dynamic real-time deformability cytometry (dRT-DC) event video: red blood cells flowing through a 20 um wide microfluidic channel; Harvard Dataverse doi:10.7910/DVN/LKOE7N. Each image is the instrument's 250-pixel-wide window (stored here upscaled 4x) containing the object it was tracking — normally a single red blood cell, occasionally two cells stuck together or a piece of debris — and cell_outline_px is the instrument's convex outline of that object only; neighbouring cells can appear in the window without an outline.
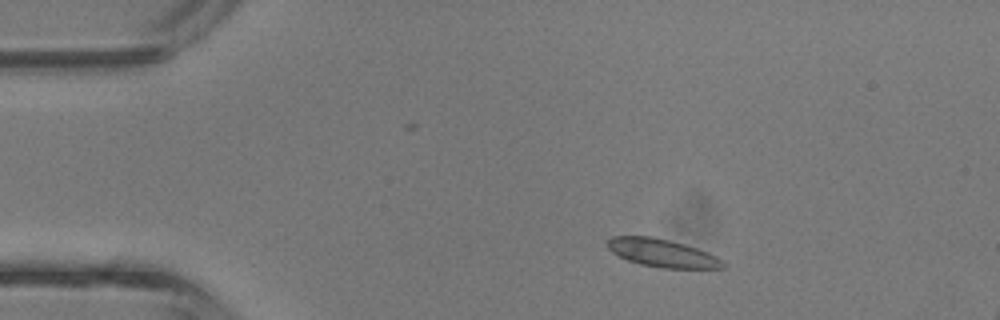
{"species": "common noctule bat (a hibernating species)", "species_latin": "Nyctalus noctula", "temperature_condition": "room temperature", "stored_images_in_passage": 3, "camera_frame_rate_fps": 3000, "um_per_image_px": 0.085, "animal": {"sex": "male", "body_mass_g": 13.3}, "frame": {"image": 1, "passage_image": 2, "time_ms": 0.333, "image_size_px": [1000, 320], "cell_outline_px": [[728, 268], [660, 268], [640, 264], [628, 260], [612, 252], [608, 248], [608, 240], [612, 236], [652, 236], [684, 244], [708, 252], [724, 260], [728, 264]], "centroid_in_image_um": [56.35, 21.52], "position_along_channel_um": 28.7, "area_um2": 18.9}}